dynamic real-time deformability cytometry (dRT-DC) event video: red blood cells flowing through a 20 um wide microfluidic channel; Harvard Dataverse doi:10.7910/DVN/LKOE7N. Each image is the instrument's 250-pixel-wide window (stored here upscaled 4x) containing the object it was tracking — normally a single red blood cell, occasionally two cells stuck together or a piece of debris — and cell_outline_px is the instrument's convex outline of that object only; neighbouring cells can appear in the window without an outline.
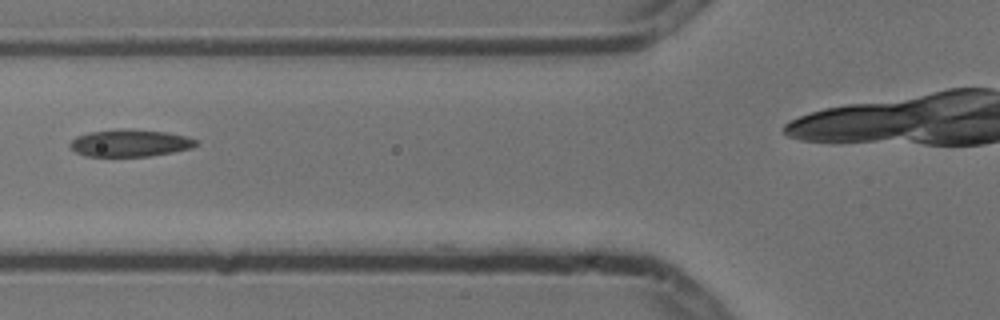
{"species": "common noctule bat (a hibernating species)", "species_latin": "Nyctalus noctula", "temperature_condition": "cold", "stored_images_in_passage": 3, "camera_frame_rate_fps": 3000, "um_per_image_px": 0.085, "animal": {"sex": "male", "body_mass_g": 13.3}, "frame": {"image": 1, "passage_image": 3, "time_ms": 0.667, "image_size_px": [1000, 320], "cell_outline_px": [[200, 144], [192, 148], [172, 152], [148, 156], [84, 156], [76, 152], [68, 144], [76, 136], [88, 132], [120, 128], [132, 128], [168, 132], [188, 136], [200, 140]], "centroid_in_image_um": [11.1, 12.14], "position_along_channel_um": 114.7, "area_um2": 20.4}}